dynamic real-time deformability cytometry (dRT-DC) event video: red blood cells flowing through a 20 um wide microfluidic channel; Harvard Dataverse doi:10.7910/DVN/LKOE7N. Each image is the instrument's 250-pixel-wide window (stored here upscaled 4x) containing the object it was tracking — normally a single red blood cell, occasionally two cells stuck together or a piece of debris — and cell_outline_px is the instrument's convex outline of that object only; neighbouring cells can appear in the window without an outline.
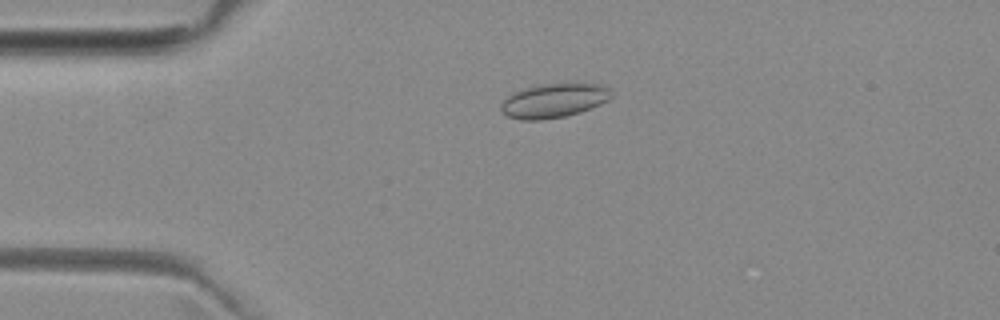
{"species": "common noctule bat (a hibernating species)", "species_latin": "Nyctalus noctula", "temperature_condition": "room temperature", "stored_images_in_passage": 3, "camera_frame_rate_fps": 3000, "um_per_image_px": 0.085, "animal": {"sex": "female", "body_mass_g": 29.2, "forearm_length_mm": 56.3}, "frame": {"image": 1, "passage_image": 3, "time_ms": 2.333, "image_size_px": [1000, 320], "cell_outline_px": [[612, 96], [608, 100], [600, 104], [580, 112], [564, 116], [544, 120], [520, 120], [508, 116], [500, 108], [504, 100], [512, 92], [524, 88], [540, 84], [600, 84], [608, 88], [612, 92]], "centroid_in_image_um": [47.07, 8.55], "position_along_channel_um": 37.9, "area_um2": 21.79}}